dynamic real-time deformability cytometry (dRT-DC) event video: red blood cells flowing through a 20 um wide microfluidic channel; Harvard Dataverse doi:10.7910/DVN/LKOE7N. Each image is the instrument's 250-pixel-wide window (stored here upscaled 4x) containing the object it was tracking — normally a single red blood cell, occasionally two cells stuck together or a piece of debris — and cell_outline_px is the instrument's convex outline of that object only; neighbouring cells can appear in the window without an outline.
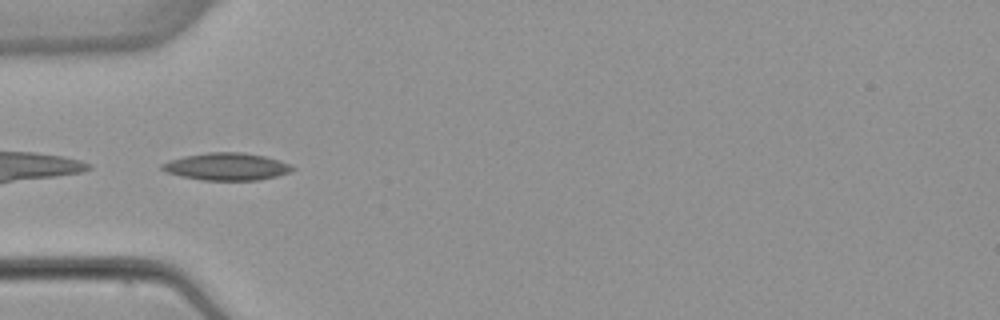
{"species": "common noctule bat (a hibernating species)", "species_latin": "Nyctalus noctula", "temperature_condition": "warm", "stored_images_in_passage": 8, "camera_frame_rate_fps": 3000, "um_per_image_px": 0.085, "animal": {"sex": "female", "body_mass_g": 22.7, "forearm_length_mm": 54.2}, "frame": {"image": 1, "passage_image": 1, "time_ms": 0.0, "image_size_px": [1000, 320], "cell_outline_px": [[296, 168], [292, 172], [260, 180], [200, 180], [180, 176], [168, 172], [160, 168], [160, 164], [168, 160], [184, 156], [208, 152], [244, 152], [264, 156], [280, 160]], "centroid_in_image_um": [19.26, 14.16], "position_along_channel_um": 65.7, "area_um2": 20.92}}